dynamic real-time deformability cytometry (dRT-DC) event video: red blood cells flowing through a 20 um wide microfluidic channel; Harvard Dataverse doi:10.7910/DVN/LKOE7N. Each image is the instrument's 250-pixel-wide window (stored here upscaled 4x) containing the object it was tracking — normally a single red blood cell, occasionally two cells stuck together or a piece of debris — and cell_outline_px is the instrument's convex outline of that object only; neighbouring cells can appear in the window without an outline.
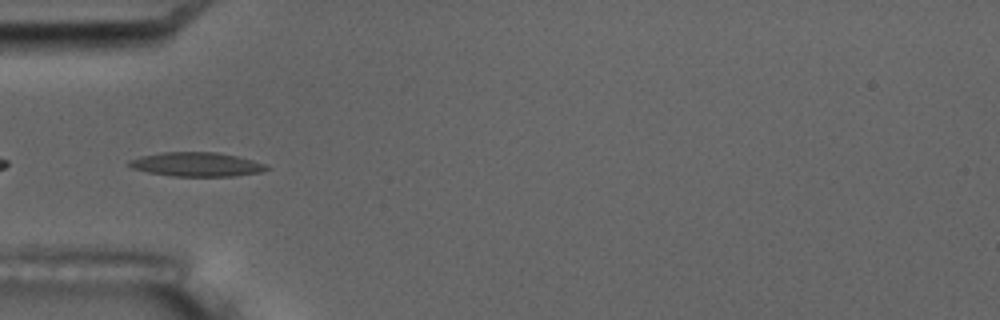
{"species": "common noctule bat (a hibernating species)", "species_latin": "Nyctalus noctula", "temperature_condition": "room temperature", "stored_images_in_passage": 9, "camera_frame_rate_fps": 3000, "um_per_image_px": 0.085, "animal": {"sex": "male", "body_mass_g": 17.5, "forearm_length_mm": 52.3}, "frame": {"image": 1, "passage_image": 3, "time_ms": 2.333, "image_size_px": [1000, 320], "cell_outline_px": [[268, 168], [260, 172], [232, 176], [172, 176], [148, 172], [132, 168], [128, 164], [128, 160], [140, 156], [160, 152], [216, 152], [236, 156], [268, 164]], "centroid_in_image_um": [16.68, 13.97], "position_along_channel_um": 68.3, "area_um2": 19.25}}
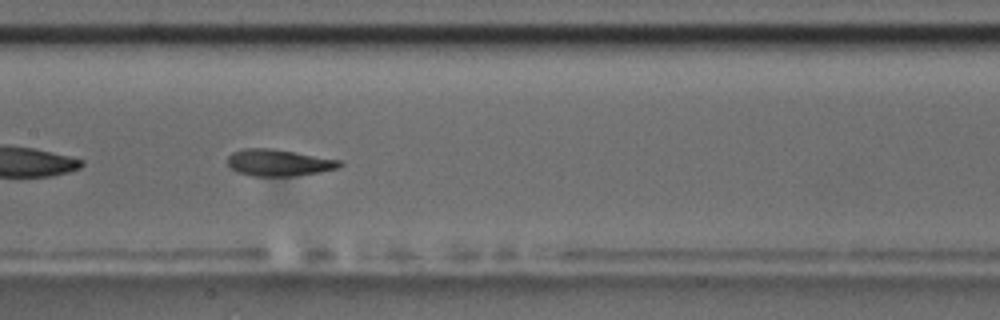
{"frame": {"image": 2, "passage_image": 6, "time_ms": 5.667, "image_size_px": [1000, 320], "cell_outline_px": [[344, 164], [340, 168], [320, 172], [292, 176], [252, 176], [236, 172], [228, 164], [228, 156], [232, 152], [244, 148], [272, 148], [296, 152], [340, 160]], "centroid_in_image_um": [23.7, 13.82], "position_along_channel_um": 183.7, "area_um2": 17.57}}